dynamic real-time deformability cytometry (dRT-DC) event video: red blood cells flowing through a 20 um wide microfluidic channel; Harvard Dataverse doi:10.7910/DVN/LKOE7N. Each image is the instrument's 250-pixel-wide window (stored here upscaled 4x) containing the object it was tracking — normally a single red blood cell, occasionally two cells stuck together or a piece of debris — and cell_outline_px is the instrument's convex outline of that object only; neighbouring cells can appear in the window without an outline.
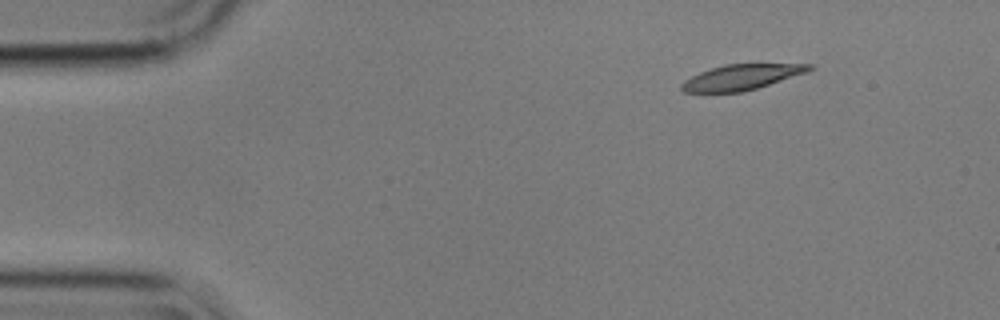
{"species": "common noctule bat (a hibernating species)", "species_latin": "Nyctalus noctula", "temperature_condition": "cold", "stored_images_in_passage": 50, "camera_frame_rate_fps": 3000, "um_per_image_px": 0.085, "animal": {"sex": "male", "body_mass_g": 17.9}, "frame": {"image": 1, "passage_image": 1, "time_ms": 0.0, "image_size_px": [1000, 320], "cell_outline_px": [[816, 68], [808, 72], [756, 88], [740, 92], [684, 92], [680, 88], [680, 84], [684, 80], [700, 72], [724, 64], [816, 64]], "centroid_in_image_um": [63.05, 6.55], "position_along_channel_um": 21.9, "area_um2": 18.84}}
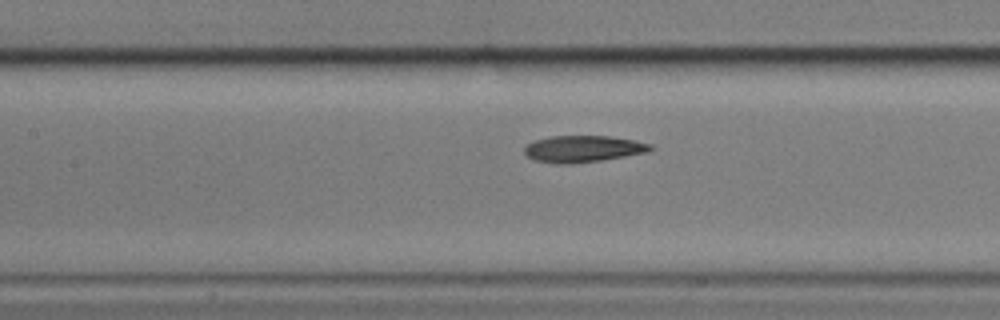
{"frame": {"image": 2, "passage_image": 19, "time_ms": 6.0, "image_size_px": [1000, 320], "cell_outline_px": [[656, 148], [652, 152], [600, 160], [572, 164], [556, 164], [532, 160], [524, 152], [524, 148], [528, 144], [536, 140], [552, 136], [608, 136], [632, 140], [652, 144]], "centroid_in_image_um": [49.6, 12.66], "position_along_channel_um": 157.8, "area_um2": 19.71}}
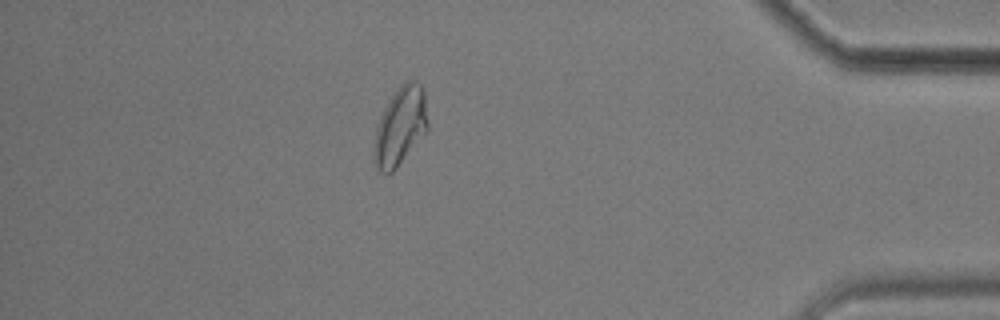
{"frame": {"image": 3, "passage_image": 43, "time_ms": 14.0, "image_size_px": [1000, 320], "cell_outline_px": [[428, 128], [396, 168], [392, 172], [380, 172], [376, 168], [372, 160], [372, 148], [376, 128], [380, 116], [384, 108], [400, 84], [404, 80], [416, 80], [420, 84], [424, 92], [428, 120]], "centroid_in_image_um": [33.99, 10.72], "position_along_channel_um": 401.2, "area_um2": 24.57}, "authors_computed_cell_mechanics": {"area_um2": 19.8543, "velocity_mm_per_s": 3.5399, "shape_relaxation_time_tau1_ms": 6.0379, "shape_relaxation_time_tau2_ms": 2.3884, "deformation_change_tau1": 0.1649, "deformation_change_tau2": 0.0868}}